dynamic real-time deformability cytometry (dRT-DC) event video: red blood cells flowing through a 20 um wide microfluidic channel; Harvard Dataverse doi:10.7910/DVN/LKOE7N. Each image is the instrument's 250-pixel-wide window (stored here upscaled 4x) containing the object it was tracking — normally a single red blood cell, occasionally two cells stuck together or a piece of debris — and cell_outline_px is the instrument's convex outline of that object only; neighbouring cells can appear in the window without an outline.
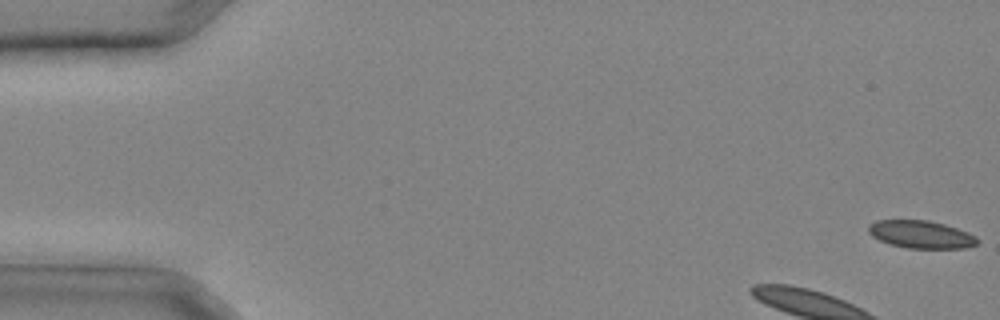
{"species": "common noctule bat (a hibernating species)", "species_latin": "Nyctalus noctula", "temperature_condition": "cold", "stored_images_in_passage": 9, "camera_frame_rate_fps": 3000, "um_per_image_px": 0.085, "animal": {"sex": "male", "body_mass_g": 20.4}, "frame": {"image": 1, "passage_image": 1, "time_ms": 0.0, "image_size_px": [1000, 320], "cell_outline_px": [[980, 240], [976, 244], [964, 248], [908, 248], [888, 244], [872, 236], [868, 232], [868, 224], [876, 220], [928, 220], [944, 224], [968, 232], [976, 236]], "centroid_in_image_um": [78.27, 19.92], "position_along_channel_um": 6.7, "area_um2": 17.63}}